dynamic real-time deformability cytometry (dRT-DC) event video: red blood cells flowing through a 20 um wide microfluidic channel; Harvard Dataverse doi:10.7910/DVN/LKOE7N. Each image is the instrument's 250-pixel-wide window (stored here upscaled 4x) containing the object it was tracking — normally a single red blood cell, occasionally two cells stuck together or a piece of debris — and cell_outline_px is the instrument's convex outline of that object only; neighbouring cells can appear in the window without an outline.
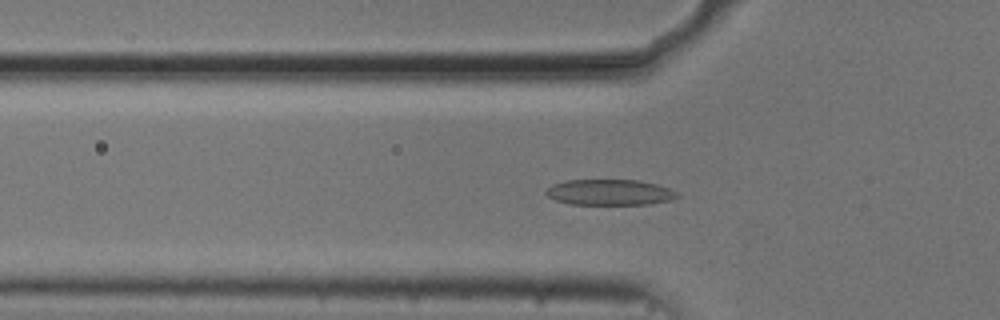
{"species": "common noctule bat (a hibernating species)", "species_latin": "Nyctalus noctula", "temperature_condition": "cold", "stored_images_in_passage": 54, "camera_frame_rate_fps": 3000, "um_per_image_px": 0.085, "animal": {"sex": "male", "body_mass_g": 20.5, "forearm_length_mm": 52.5}, "frame": {"image": 1, "passage_image": 18, "time_ms": 5.667, "image_size_px": [1000, 320], "cell_outline_px": [[680, 196], [672, 200], [648, 204], [572, 204], [556, 200], [548, 196], [544, 192], [552, 184], [568, 180], [640, 180], [672, 188], [680, 192]], "centroid_in_image_um": [51.9, 16.34], "position_along_channel_um": 73.9, "area_um2": 19.83}}
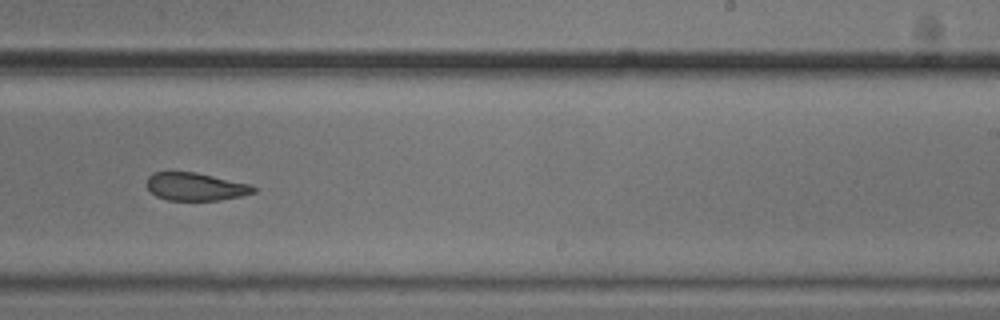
{"frame": {"image": 2, "passage_image": 34, "time_ms": 11.0, "image_size_px": [1000, 320], "cell_outline_px": [[256, 192], [240, 196], [220, 200], [168, 200], [156, 196], [148, 188], [148, 176], [152, 172], [196, 172], [252, 184], [256, 188]], "centroid_in_image_um": [16.66, 15.86], "position_along_channel_um": 272.3, "area_um2": 17.34}}
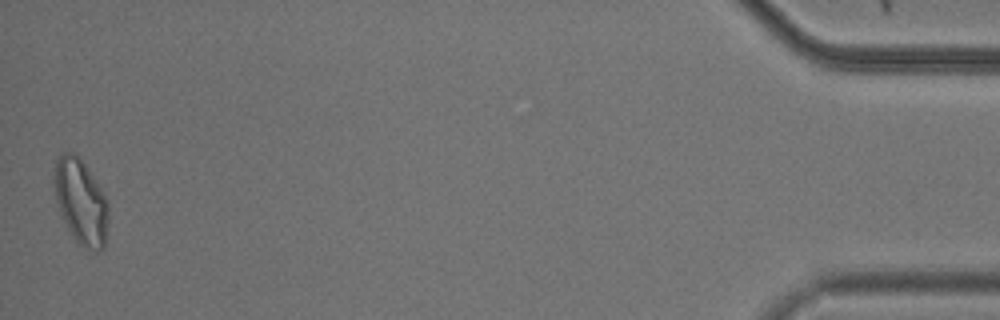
{"frame": {"image": 3, "passage_image": 54, "time_ms": 17.667, "image_size_px": [1000, 320], "cell_outline_px": [[108, 220], [104, 248], [100, 252], [96, 252], [80, 244], [72, 236], [60, 212], [56, 200], [56, 160], [60, 152], [76, 152], [80, 156], [100, 188], [108, 204]], "centroid_in_image_um": [6.9, 17.14], "position_along_channel_um": 428.3, "area_um2": 26.47}, "authors_computed_cell_mechanics": {"area_um2": 20.0566, "velocity_mm_per_s": 3.7026, "shape_relaxation_time_tau1_ms": 4.9246, "shape_relaxation_time_tau2_ms": 4.4349, "deformation_change_tau1": 0.1373, "deformation_change_tau2": 0.1217}}